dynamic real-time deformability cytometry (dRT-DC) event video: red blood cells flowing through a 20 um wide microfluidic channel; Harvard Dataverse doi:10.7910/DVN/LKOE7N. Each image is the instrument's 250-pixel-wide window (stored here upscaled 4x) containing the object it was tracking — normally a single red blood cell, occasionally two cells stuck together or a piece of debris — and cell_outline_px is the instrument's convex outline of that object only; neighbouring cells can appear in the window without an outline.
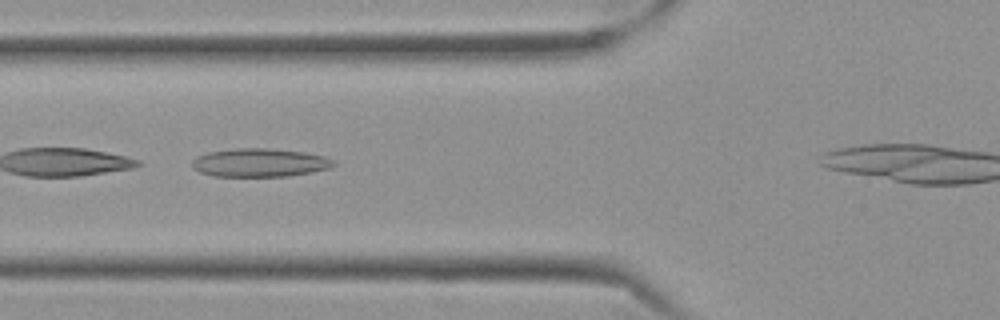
{"species": "Egyptian fruit bat (a non-hibernating species)", "species_latin": "Rousettus aegyptiacus", "temperature_condition": "cold", "stored_images_in_passage": 19, "camera_frame_rate_fps": 3000, "um_per_image_px": 0.085, "frame": {"image": 1, "passage_image": 6, "time_ms": 1.667, "image_size_px": [1000, 320], "cell_outline_px": [[336, 164], [328, 168], [288, 176], [212, 176], [200, 172], [192, 168], [192, 160], [196, 156], [208, 152], [236, 148], [268, 148], [304, 152], [324, 156], [332, 160]], "centroid_in_image_um": [22.01, 13.82], "position_along_channel_um": 103.8, "area_um2": 23.29}}